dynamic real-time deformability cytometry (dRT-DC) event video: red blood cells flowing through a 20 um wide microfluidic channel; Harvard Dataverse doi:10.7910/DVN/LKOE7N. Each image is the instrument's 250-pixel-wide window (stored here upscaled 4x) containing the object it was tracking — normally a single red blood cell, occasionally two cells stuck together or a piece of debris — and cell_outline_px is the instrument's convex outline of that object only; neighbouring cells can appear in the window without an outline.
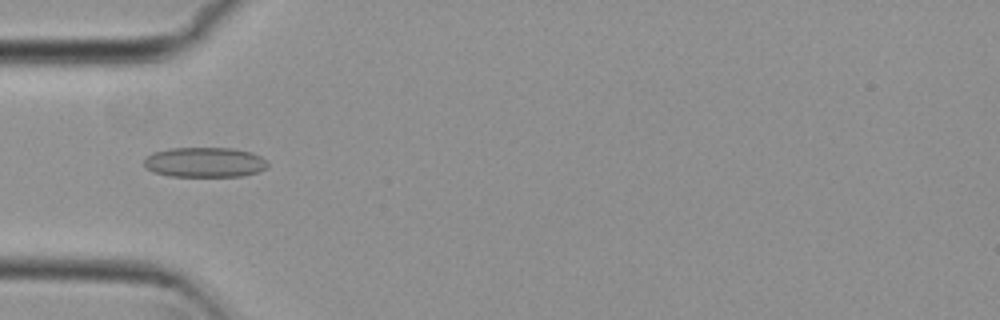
{"species": "common noctule bat (a hibernating species)", "species_latin": "Nyctalus noctula", "temperature_condition": "cold", "stored_images_in_passage": 53, "camera_frame_rate_fps": 3000, "um_per_image_px": 0.085, "animal": {"sex": "female", "body_mass_g": 29.2, "forearm_length_mm": 56.3}, "frame": {"image": 1, "passage_image": 16, "time_ms": 5.0, "image_size_px": [1000, 320], "cell_outline_px": [[268, 168], [244, 176], [168, 176], [152, 172], [144, 164], [144, 160], [152, 152], [172, 148], [232, 148], [252, 152], [268, 160]], "centroid_in_image_um": [17.43, 13.79], "position_along_channel_um": 67.6, "area_um2": 21.73}}
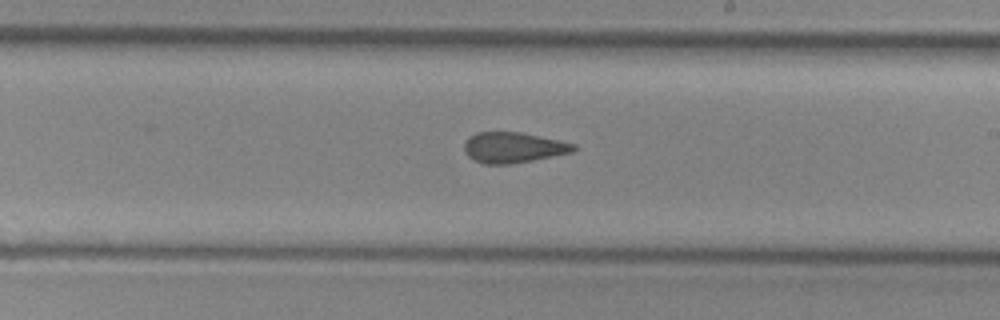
{"frame": {"image": 2, "passage_image": 30, "time_ms": 9.667, "image_size_px": [1000, 320], "cell_outline_px": [[576, 148], [572, 152], [512, 164], [484, 164], [468, 156], [464, 152], [464, 144], [476, 132], [520, 132], [576, 144]], "centroid_in_image_um": [43.62, 12.54], "position_along_channel_um": 245.4, "area_um2": 19.19}}
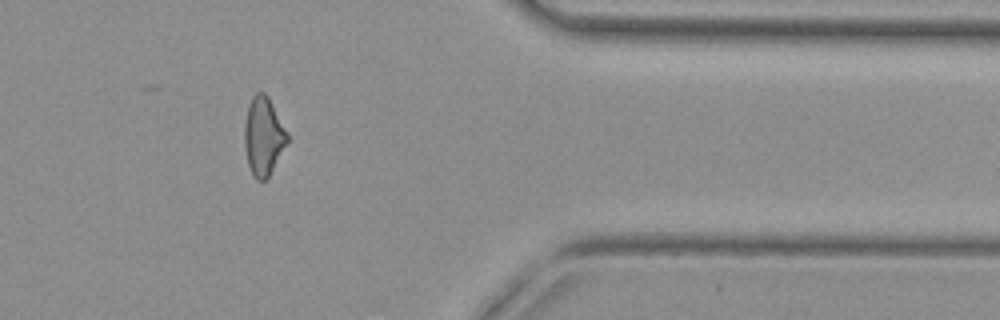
{"frame": {"image": 3, "passage_image": 43, "time_ms": 14.0, "image_size_px": [1000, 320], "cell_outline_px": [[288, 140], [268, 176], [264, 180], [256, 180], [252, 176], [248, 164], [244, 148], [244, 124], [248, 104], [252, 96], [256, 92], [264, 92], [268, 96], [288, 132]], "centroid_in_image_um": [22.36, 11.55], "position_along_channel_um": 389.0, "area_um2": 19.54}, "authors_computed_cell_mechanics": {"area_um2": 20.23, "velocity_mm_per_s": 3.8091, "shape_relaxation_time_tau1_ms": null, "shape_relaxation_time_tau2_ms": 2.4626, "deformation_change_tau1": null, "deformation_change_tau2": 0.0871}}